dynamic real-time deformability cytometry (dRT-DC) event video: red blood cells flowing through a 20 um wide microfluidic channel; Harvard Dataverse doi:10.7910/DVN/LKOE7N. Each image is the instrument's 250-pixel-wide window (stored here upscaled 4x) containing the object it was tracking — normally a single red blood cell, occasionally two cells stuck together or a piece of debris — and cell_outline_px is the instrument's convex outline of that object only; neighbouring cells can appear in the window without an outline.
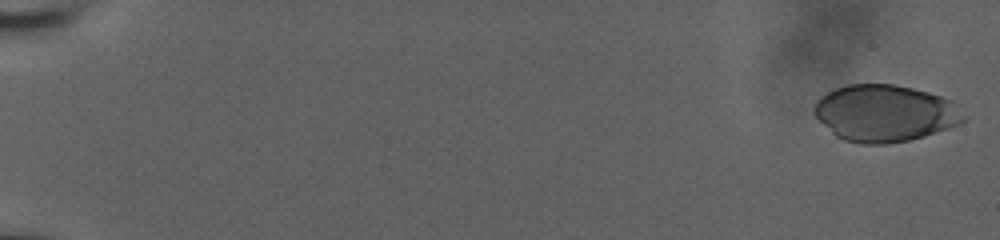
{"species": "human", "species_latin": "Homo sapiens", "temperature_condition": "room temperature", "stored_images_in_passage": 23, "camera_frame_rate_fps": 3000, "um_per_image_px": 0.085, "donor": {"sex": "male"}, "frame": {"image": 1, "passage_image": 1, "time_ms": 0.0, "image_size_px": [1000, 240], "cell_outline_px": [[964, 120], [960, 124], [924, 136], [908, 140], [888, 144], [860, 144], [844, 140], [836, 136], [812, 112], [812, 108], [816, 100], [820, 96], [832, 88], [848, 84], [892, 84], [912, 88], [928, 92], [952, 100], [964, 116]], "centroid_in_image_um": [75.17, 9.61], "position_along_channel_um": 9.8, "area_um2": 49.53}}
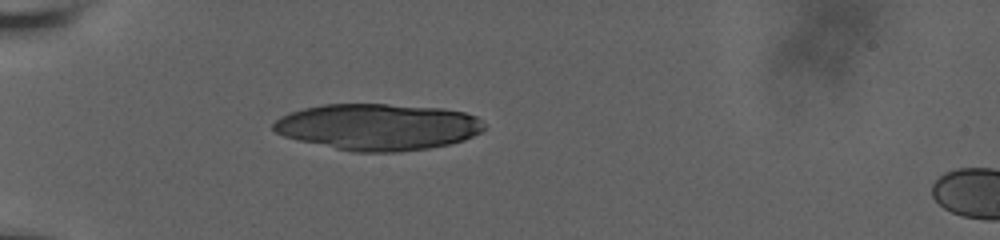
{"frame": {"image": 2, "passage_image": 10, "time_ms": 6.333, "image_size_px": [1000, 240], "cell_outline_px": [[484, 128], [480, 132], [464, 140], [448, 144], [428, 148], [396, 152], [356, 152], [336, 148], [300, 140], [284, 136], [276, 132], [272, 128], [272, 124], [280, 116], [304, 108], [324, 104], [388, 104], [444, 108], [464, 112], [476, 116], [484, 124]], "centroid_in_image_um": [32.13, 10.77], "position_along_channel_um": 52.9, "area_um2": 56.82}}